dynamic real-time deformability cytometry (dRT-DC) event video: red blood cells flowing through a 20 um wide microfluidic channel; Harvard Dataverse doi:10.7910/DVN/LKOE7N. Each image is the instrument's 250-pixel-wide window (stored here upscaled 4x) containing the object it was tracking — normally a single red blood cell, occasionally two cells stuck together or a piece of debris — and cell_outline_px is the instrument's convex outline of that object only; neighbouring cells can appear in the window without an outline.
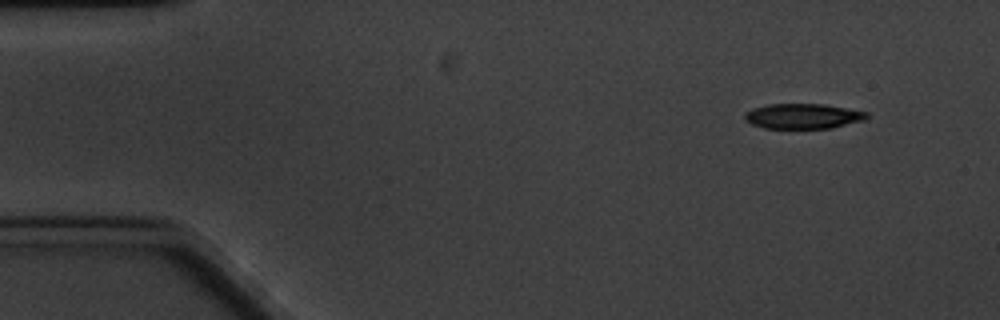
{"species": "common noctule bat (a hibernating species)", "species_latin": "Nyctalus noctula", "temperature_condition": "cold", "stored_images_in_passage": 10, "camera_frame_rate_fps": 3000, "um_per_image_px": 0.085, "animal": {"sex": "male", "body_mass_g": 20.1, "forearm_length_mm": 53.5}, "frame": {"image": 1, "passage_image": 1, "time_ms": 0.0, "image_size_px": [1000, 320], "cell_outline_px": [[868, 116], [864, 120], [832, 128], [764, 128], [752, 124], [744, 120], [744, 112], [752, 108], [768, 104], [824, 104], [868, 112]], "centroid_in_image_um": [68.22, 9.87], "position_along_channel_um": 16.8, "area_um2": 17.92}}
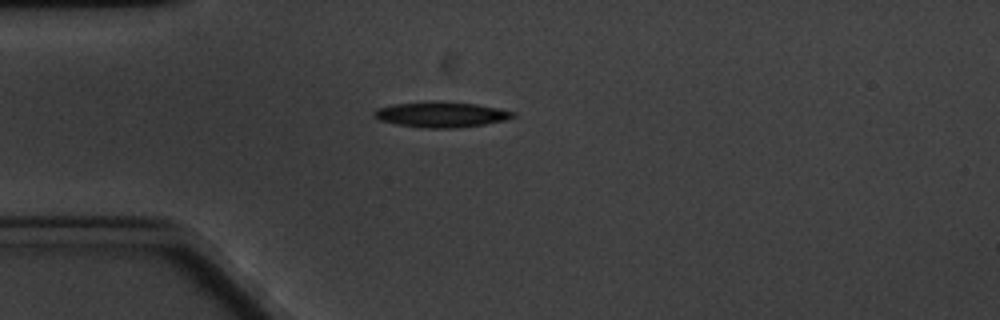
{"frame": {"image": 2, "passage_image": 4, "time_ms": 3.333, "image_size_px": [1000, 320], "cell_outline_px": [[516, 116], [504, 120], [484, 124], [460, 128], [424, 128], [396, 124], [380, 120], [372, 116], [372, 112], [376, 108], [392, 104], [476, 104], [500, 108], [516, 112]], "centroid_in_image_um": [37.51, 9.78], "position_along_channel_um": 47.5, "area_um2": 19.77}}
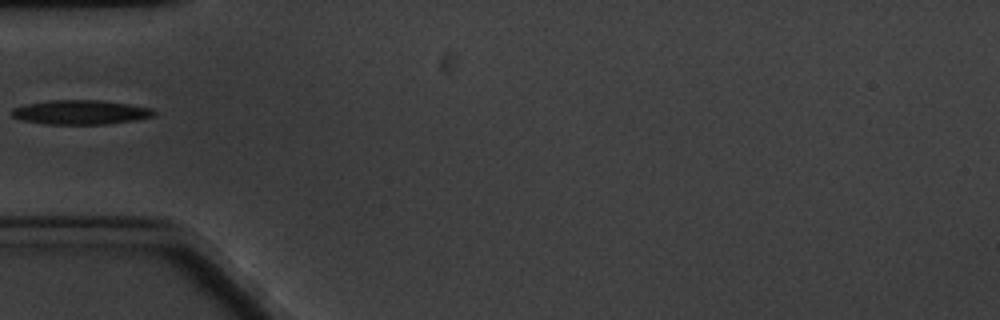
{"frame": {"image": 3, "passage_image": 5, "time_ms": 4.667, "image_size_px": [1000, 320], "cell_outline_px": [[156, 116], [136, 120], [108, 124], [44, 124], [20, 120], [12, 116], [12, 108], [24, 104], [48, 100], [100, 100], [128, 104], [152, 108], [156, 112]], "centroid_in_image_um": [6.85, 9.54], "position_along_channel_um": 78.2, "area_um2": 20.4}}